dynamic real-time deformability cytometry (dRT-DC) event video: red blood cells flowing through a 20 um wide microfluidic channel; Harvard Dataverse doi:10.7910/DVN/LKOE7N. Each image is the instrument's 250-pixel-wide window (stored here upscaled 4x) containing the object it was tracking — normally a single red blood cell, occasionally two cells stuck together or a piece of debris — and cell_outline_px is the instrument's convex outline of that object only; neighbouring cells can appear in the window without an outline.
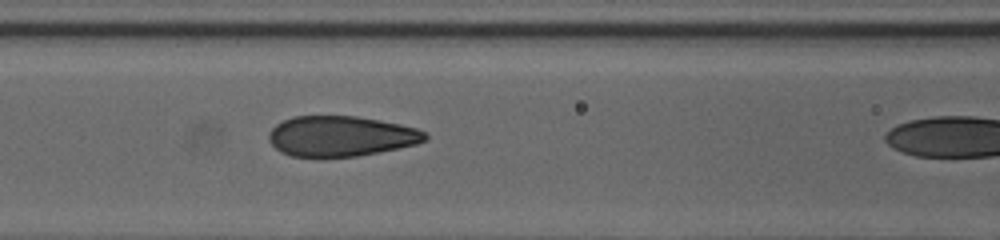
{"species": "human", "species_latin": "Homo sapiens", "temperature_condition": "cold", "stored_images_in_passage": 21, "camera_frame_rate_fps": 3000, "um_per_image_px": 0.085, "donor": {"sex": "female"}, "frame": {"image": 1, "passage_image": 20, "time_ms": 6.333, "image_size_px": [1000, 240], "cell_outline_px": [[428, 136], [424, 140], [416, 144], [356, 156], [320, 160], [292, 156], [280, 152], [268, 140], [268, 132], [276, 124], [292, 116], [356, 116], [380, 120], [400, 124], [416, 128], [424, 132]], "centroid_in_image_um": [28.89, 11.6], "position_along_channel_um": 137.7, "area_um2": 37.34}}